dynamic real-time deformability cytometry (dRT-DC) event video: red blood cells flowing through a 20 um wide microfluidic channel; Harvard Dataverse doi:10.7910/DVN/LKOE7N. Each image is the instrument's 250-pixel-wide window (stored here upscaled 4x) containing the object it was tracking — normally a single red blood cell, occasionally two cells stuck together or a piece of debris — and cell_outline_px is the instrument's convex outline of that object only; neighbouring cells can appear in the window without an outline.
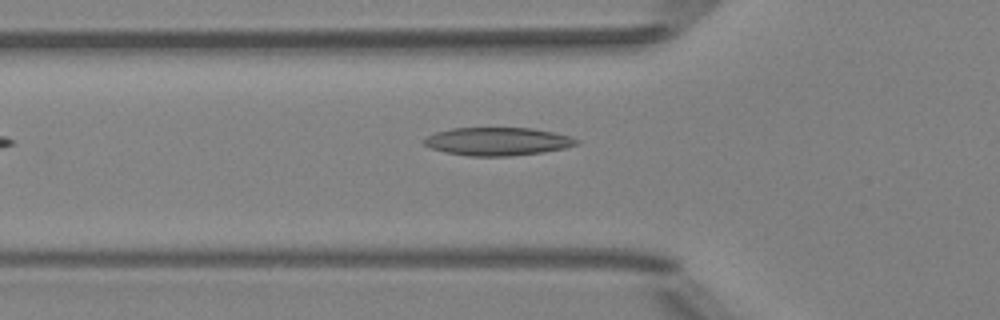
{"species": "Egyptian fruit bat (a non-hibernating species)", "species_latin": "Rousettus aegyptiacus", "temperature_condition": "room temperature", "stored_images_in_passage": 30, "camera_frame_rate_fps": 3000, "um_per_image_px": 0.085, "animal": {"sex": "female"}, "frame": {"image": 1, "passage_image": 2, "time_ms": 0.333, "image_size_px": [1000, 320], "cell_outline_px": [[580, 144], [564, 148], [544, 152], [508, 156], [468, 156], [444, 152], [432, 148], [424, 144], [420, 140], [436, 132], [452, 128], [532, 128], [572, 136], [580, 140]], "centroid_in_image_um": [42.31, 12.02], "position_along_channel_um": 83.5, "area_um2": 25.09}}
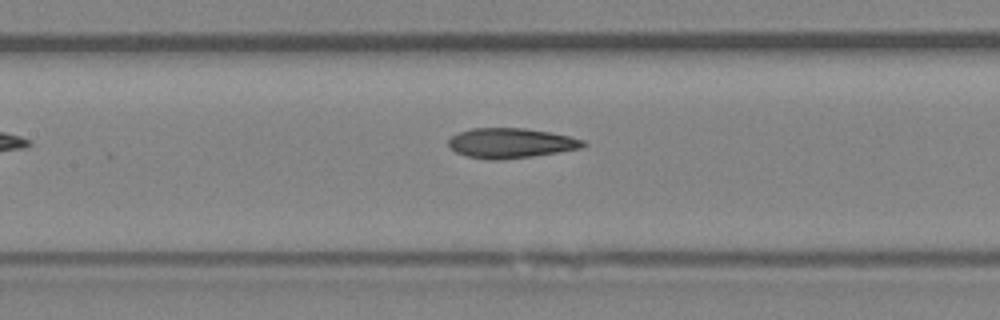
{"frame": {"image": 2, "passage_image": 8, "time_ms": 2.333, "image_size_px": [1000, 320], "cell_outline_px": [[588, 144], [580, 148], [532, 156], [500, 160], [492, 160], [468, 156], [456, 152], [448, 144], [448, 140], [452, 136], [460, 132], [472, 128], [524, 128], [548, 132], [568, 136], [584, 140]], "centroid_in_image_um": [43.41, 12.16], "position_along_channel_um": 164.0, "area_um2": 23.18}}
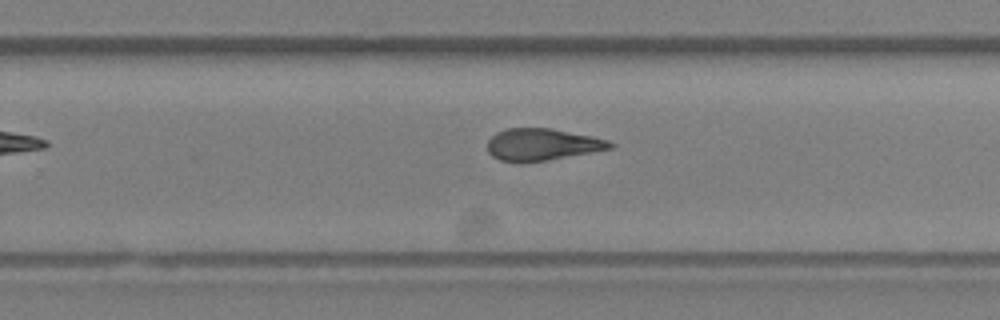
{"frame": {"image": 3, "passage_image": 17, "time_ms": 5.333, "image_size_px": [1000, 320], "cell_outline_px": [[616, 144], [612, 148], [592, 152], [548, 160], [520, 164], [500, 160], [492, 156], [488, 152], [488, 140], [496, 132], [508, 128], [552, 128], [592, 136], [608, 140]], "centroid_in_image_um": [46.07, 12.29], "position_along_channel_um": 283.7, "area_um2": 23.12}, "authors_computed_cell_mechanics": {"area_um2": 23.1778, "velocity_mm_per_s": 4.0065, "shape_relaxation_time_tau1_ms": 11.3188, "shape_relaxation_time_tau2_ms": 2.784, "deformation_change_tau1": 0.2699, "deformation_change_tau2": 0.1142}}